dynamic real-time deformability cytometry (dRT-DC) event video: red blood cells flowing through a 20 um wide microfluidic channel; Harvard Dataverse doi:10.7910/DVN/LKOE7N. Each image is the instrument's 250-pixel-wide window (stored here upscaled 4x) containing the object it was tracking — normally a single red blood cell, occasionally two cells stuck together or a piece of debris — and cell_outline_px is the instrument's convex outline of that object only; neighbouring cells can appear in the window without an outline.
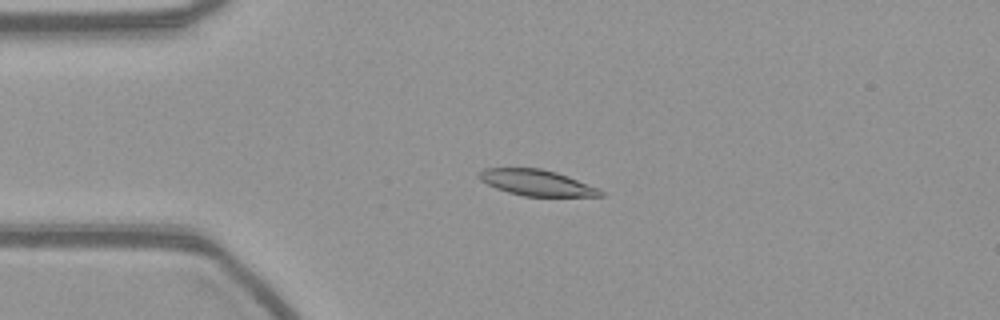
{"species": "common noctule bat (a hibernating species)", "species_latin": "Nyctalus noctula", "temperature_condition": "warm", "stored_images_in_passage": 56, "camera_frame_rate_fps": 3000, "um_per_image_px": 0.085, "animal": {"sex": "female", "body_mass_g": 21.9}, "frame": {"image": 1, "passage_image": 13, "time_ms": 4.0, "image_size_px": [1000, 320], "cell_outline_px": [[604, 196], [524, 196], [508, 192], [496, 188], [480, 180], [476, 176], [484, 168], [540, 168], [556, 172], [568, 176], [600, 188], [604, 192]], "centroid_in_image_um": [45.63, 15.53], "position_along_channel_um": 39.4, "area_um2": 18.38}}
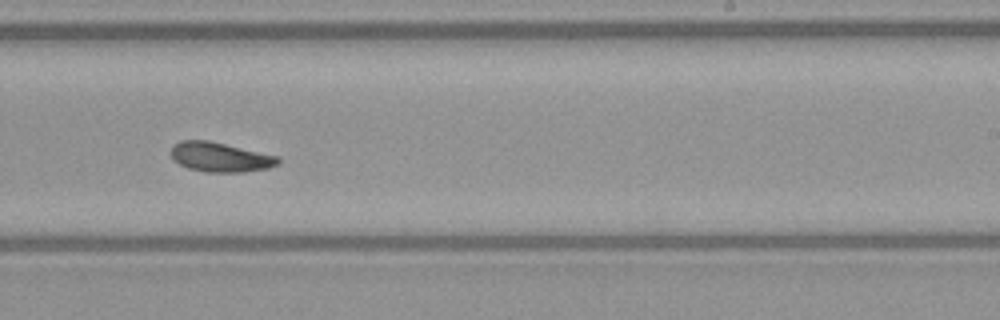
{"frame": {"image": 2, "passage_image": 34, "time_ms": 11.0, "image_size_px": [1000, 320], "cell_outline_px": [[280, 164], [268, 168], [244, 172], [204, 172], [188, 168], [172, 160], [168, 152], [172, 144], [180, 140], [208, 140], [280, 156]], "centroid_in_image_um": [18.68, 13.35], "position_along_channel_um": 270.3, "area_um2": 18.9}}
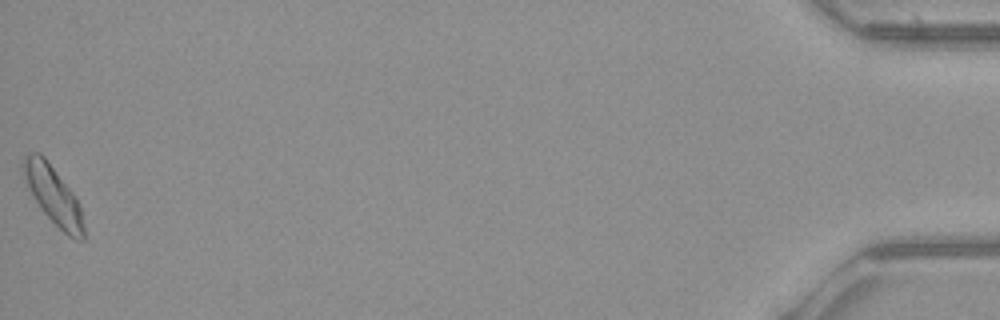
{"frame": {"image": 3, "passage_image": 56, "time_ms": 18.333, "image_size_px": [1000, 320], "cell_outline_px": [[84, 240], [76, 240], [68, 236], [40, 208], [28, 188], [20, 168], [20, 164], [32, 152], [40, 152], [44, 156], [72, 192], [80, 208], [84, 228]], "centroid_in_image_um": [4.5, 16.58], "position_along_channel_um": 430.7, "area_um2": 20.0}}